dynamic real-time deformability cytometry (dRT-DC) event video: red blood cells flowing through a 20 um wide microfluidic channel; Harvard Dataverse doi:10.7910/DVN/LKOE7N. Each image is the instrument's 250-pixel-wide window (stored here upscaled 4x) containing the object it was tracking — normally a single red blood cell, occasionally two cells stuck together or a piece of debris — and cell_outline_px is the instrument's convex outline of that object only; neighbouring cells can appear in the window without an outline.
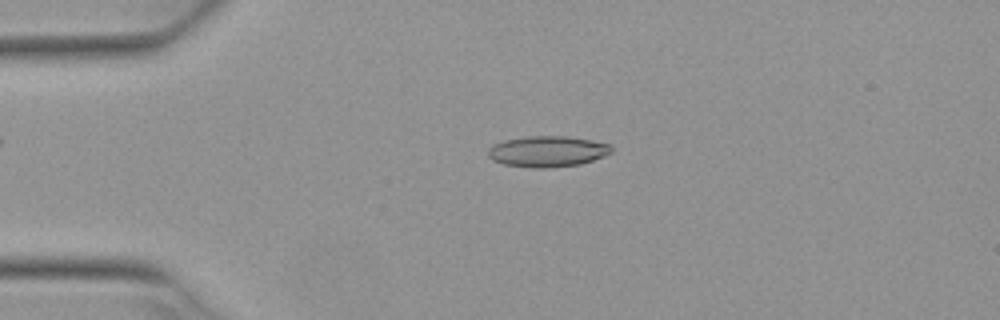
{"species": "Egyptian fruit bat (a non-hibernating species)", "species_latin": "Rousettus aegyptiacus", "temperature_condition": "warm", "stored_images_in_passage": 4, "camera_frame_rate_fps": 3000, "um_per_image_px": 0.085, "animal": {"sex": "female"}, "frame": {"image": 1, "passage_image": 3, "time_ms": 0.667, "image_size_px": [1000, 320], "cell_outline_px": [[612, 152], [604, 156], [580, 164], [548, 168], [532, 168], [504, 164], [492, 160], [488, 156], [488, 148], [492, 144], [504, 140], [524, 136], [568, 136], [592, 140], [612, 144]], "centroid_in_image_um": [46.53, 12.86], "position_along_channel_um": 38.5, "area_um2": 22.48}}